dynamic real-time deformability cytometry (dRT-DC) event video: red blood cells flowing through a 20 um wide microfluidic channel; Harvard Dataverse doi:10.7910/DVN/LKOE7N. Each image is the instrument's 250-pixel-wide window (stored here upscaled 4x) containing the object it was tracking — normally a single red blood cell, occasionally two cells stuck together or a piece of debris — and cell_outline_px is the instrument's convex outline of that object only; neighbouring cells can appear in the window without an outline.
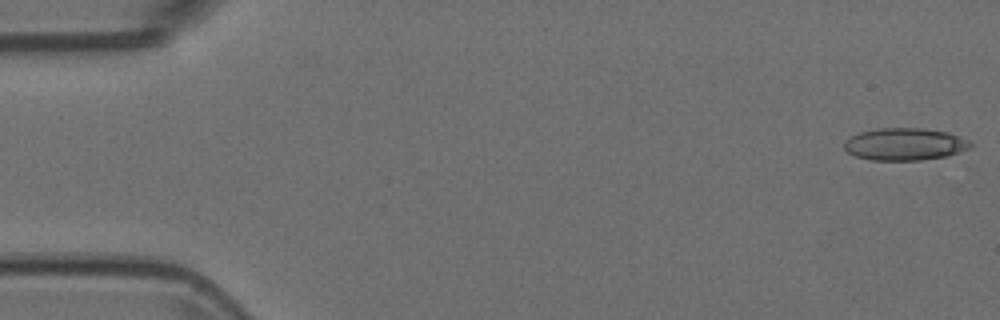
{"species": "Egyptian fruit bat (a non-hibernating species)", "species_latin": "Rousettus aegyptiacus", "temperature_condition": "room temperature", "stored_images_in_passage": 35, "camera_frame_rate_fps": 3000, "um_per_image_px": 0.085, "animal": {"sex": "female"}, "frame": {"image": 1, "passage_image": 1, "time_ms": 0.0, "image_size_px": [1000, 320], "cell_outline_px": [[972, 148], [948, 156], [920, 160], [872, 160], [856, 156], [848, 152], [844, 148], [844, 140], [860, 132], [876, 128], [924, 128], [948, 132], [960, 136], [968, 140], [972, 144]], "centroid_in_image_um": [76.93, 12.25], "position_along_channel_um": 8.1, "area_um2": 23.93}}
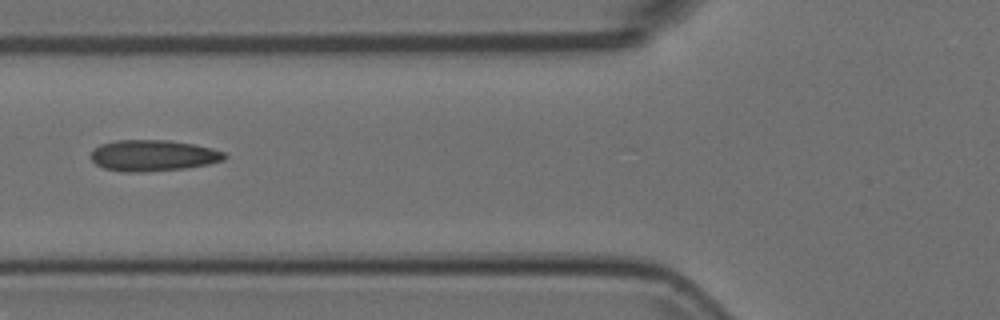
{"frame": {"image": 2, "passage_image": 20, "time_ms": 6.333, "image_size_px": [1000, 320], "cell_outline_px": [[228, 156], [224, 160], [208, 164], [184, 168], [144, 172], [124, 172], [104, 168], [96, 164], [88, 156], [92, 148], [100, 144], [116, 140], [168, 140], [192, 144], [212, 148], [224, 152]], "centroid_in_image_um": [12.96, 13.21], "position_along_channel_um": 112.8, "area_um2": 24.45}}
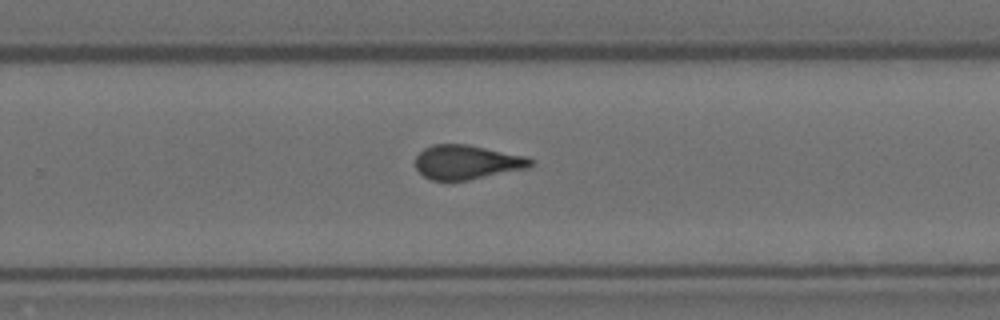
{"frame": {"image": 3, "passage_image": 34, "time_ms": 11.0, "image_size_px": [1000, 320], "cell_outline_px": [[536, 164], [528, 168], [468, 180], [432, 180], [424, 176], [416, 168], [416, 156], [424, 148], [432, 144], [468, 144], [528, 156], [536, 160]], "centroid_in_image_um": [39.75, 13.77], "position_along_channel_um": 290.0, "area_um2": 23.24}}